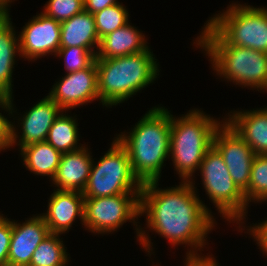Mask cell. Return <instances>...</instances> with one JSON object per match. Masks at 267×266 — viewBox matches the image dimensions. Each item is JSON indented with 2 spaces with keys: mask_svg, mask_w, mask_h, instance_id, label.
<instances>
[{
  "mask_svg": "<svg viewBox=\"0 0 267 266\" xmlns=\"http://www.w3.org/2000/svg\"><path fill=\"white\" fill-rule=\"evenodd\" d=\"M193 180L164 189L158 187L159 181L144 183L140 193V216H146L147 227L143 228L158 233L173 247L185 245L183 247L189 249L186 257H201V251L208 244L206 237L217 223L197 195Z\"/></svg>",
  "mask_w": 267,
  "mask_h": 266,
  "instance_id": "cell-1",
  "label": "cell"
},
{
  "mask_svg": "<svg viewBox=\"0 0 267 266\" xmlns=\"http://www.w3.org/2000/svg\"><path fill=\"white\" fill-rule=\"evenodd\" d=\"M171 111L155 106L135 123L130 132L116 134L126 148L134 175L144 184L159 181L169 159Z\"/></svg>",
  "mask_w": 267,
  "mask_h": 266,
  "instance_id": "cell-2",
  "label": "cell"
},
{
  "mask_svg": "<svg viewBox=\"0 0 267 266\" xmlns=\"http://www.w3.org/2000/svg\"><path fill=\"white\" fill-rule=\"evenodd\" d=\"M205 24L193 44L210 58L216 75L242 88L267 92V53L230 45L208 22Z\"/></svg>",
  "mask_w": 267,
  "mask_h": 266,
  "instance_id": "cell-3",
  "label": "cell"
},
{
  "mask_svg": "<svg viewBox=\"0 0 267 266\" xmlns=\"http://www.w3.org/2000/svg\"><path fill=\"white\" fill-rule=\"evenodd\" d=\"M100 103L107 108L129 100L159 76V62L148 47L137 54L95 59Z\"/></svg>",
  "mask_w": 267,
  "mask_h": 266,
  "instance_id": "cell-4",
  "label": "cell"
},
{
  "mask_svg": "<svg viewBox=\"0 0 267 266\" xmlns=\"http://www.w3.org/2000/svg\"><path fill=\"white\" fill-rule=\"evenodd\" d=\"M182 115L171 114L169 158L181 181H190L212 147L214 133L224 118L214 119L197 108Z\"/></svg>",
  "mask_w": 267,
  "mask_h": 266,
  "instance_id": "cell-5",
  "label": "cell"
},
{
  "mask_svg": "<svg viewBox=\"0 0 267 266\" xmlns=\"http://www.w3.org/2000/svg\"><path fill=\"white\" fill-rule=\"evenodd\" d=\"M138 217H141L140 193L84 199L83 225L85 230L94 234H110L111 232H117L124 223L129 221L135 226L137 241L142 245L144 251L151 256L154 252L151 237L148 235L149 230H144L137 224L139 223L136 222L139 219Z\"/></svg>",
  "mask_w": 267,
  "mask_h": 266,
  "instance_id": "cell-6",
  "label": "cell"
},
{
  "mask_svg": "<svg viewBox=\"0 0 267 266\" xmlns=\"http://www.w3.org/2000/svg\"><path fill=\"white\" fill-rule=\"evenodd\" d=\"M198 170L205 192L222 215L220 217L230 224H245L244 219L250 206L244 193L233 181L222 156L213 146L206 152Z\"/></svg>",
  "mask_w": 267,
  "mask_h": 266,
  "instance_id": "cell-7",
  "label": "cell"
},
{
  "mask_svg": "<svg viewBox=\"0 0 267 266\" xmlns=\"http://www.w3.org/2000/svg\"><path fill=\"white\" fill-rule=\"evenodd\" d=\"M94 160L82 192L85 198L141 193L143 184L134 175L128 152L116 137L107 153L97 163Z\"/></svg>",
  "mask_w": 267,
  "mask_h": 266,
  "instance_id": "cell-8",
  "label": "cell"
},
{
  "mask_svg": "<svg viewBox=\"0 0 267 266\" xmlns=\"http://www.w3.org/2000/svg\"><path fill=\"white\" fill-rule=\"evenodd\" d=\"M236 3L207 22L230 45L267 53V7Z\"/></svg>",
  "mask_w": 267,
  "mask_h": 266,
  "instance_id": "cell-9",
  "label": "cell"
},
{
  "mask_svg": "<svg viewBox=\"0 0 267 266\" xmlns=\"http://www.w3.org/2000/svg\"><path fill=\"white\" fill-rule=\"evenodd\" d=\"M212 146L220 153L233 181L244 193L249 187L255 157L251 147L225 121L215 131Z\"/></svg>",
  "mask_w": 267,
  "mask_h": 266,
  "instance_id": "cell-10",
  "label": "cell"
},
{
  "mask_svg": "<svg viewBox=\"0 0 267 266\" xmlns=\"http://www.w3.org/2000/svg\"><path fill=\"white\" fill-rule=\"evenodd\" d=\"M20 57L35 61L56 55L60 49L61 23L40 12L33 16L19 32Z\"/></svg>",
  "mask_w": 267,
  "mask_h": 266,
  "instance_id": "cell-11",
  "label": "cell"
},
{
  "mask_svg": "<svg viewBox=\"0 0 267 266\" xmlns=\"http://www.w3.org/2000/svg\"><path fill=\"white\" fill-rule=\"evenodd\" d=\"M51 88L48 96L67 112L80 105L99 100L97 67L94 61L88 68L66 73Z\"/></svg>",
  "mask_w": 267,
  "mask_h": 266,
  "instance_id": "cell-12",
  "label": "cell"
},
{
  "mask_svg": "<svg viewBox=\"0 0 267 266\" xmlns=\"http://www.w3.org/2000/svg\"><path fill=\"white\" fill-rule=\"evenodd\" d=\"M63 110L47 95L40 101L35 103L31 109L23 114L21 118L17 119L21 135L14 122H11V143L14 147H22L33 143L46 141L48 132ZM20 123V125H19ZM14 124V125H13ZM18 133H17V132Z\"/></svg>",
  "mask_w": 267,
  "mask_h": 266,
  "instance_id": "cell-13",
  "label": "cell"
},
{
  "mask_svg": "<svg viewBox=\"0 0 267 266\" xmlns=\"http://www.w3.org/2000/svg\"><path fill=\"white\" fill-rule=\"evenodd\" d=\"M12 221L8 266H29L37 246L50 233L43 217L38 214L21 224Z\"/></svg>",
  "mask_w": 267,
  "mask_h": 266,
  "instance_id": "cell-14",
  "label": "cell"
},
{
  "mask_svg": "<svg viewBox=\"0 0 267 266\" xmlns=\"http://www.w3.org/2000/svg\"><path fill=\"white\" fill-rule=\"evenodd\" d=\"M84 199L82 193L61 191L55 188L48 199L47 213H41L50 233L64 234L69 232L78 218L84 223Z\"/></svg>",
  "mask_w": 267,
  "mask_h": 266,
  "instance_id": "cell-15",
  "label": "cell"
},
{
  "mask_svg": "<svg viewBox=\"0 0 267 266\" xmlns=\"http://www.w3.org/2000/svg\"><path fill=\"white\" fill-rule=\"evenodd\" d=\"M229 113L224 121L251 147L255 155H267V106L255 110H231Z\"/></svg>",
  "mask_w": 267,
  "mask_h": 266,
  "instance_id": "cell-16",
  "label": "cell"
},
{
  "mask_svg": "<svg viewBox=\"0 0 267 266\" xmlns=\"http://www.w3.org/2000/svg\"><path fill=\"white\" fill-rule=\"evenodd\" d=\"M89 150L85 145L80 150L62 153L58 170L51 182L57 190L83 192L93 162Z\"/></svg>",
  "mask_w": 267,
  "mask_h": 266,
  "instance_id": "cell-17",
  "label": "cell"
},
{
  "mask_svg": "<svg viewBox=\"0 0 267 266\" xmlns=\"http://www.w3.org/2000/svg\"><path fill=\"white\" fill-rule=\"evenodd\" d=\"M127 23L100 39L95 59H107L137 54L149 46L145 34Z\"/></svg>",
  "mask_w": 267,
  "mask_h": 266,
  "instance_id": "cell-18",
  "label": "cell"
},
{
  "mask_svg": "<svg viewBox=\"0 0 267 266\" xmlns=\"http://www.w3.org/2000/svg\"><path fill=\"white\" fill-rule=\"evenodd\" d=\"M99 43L94 16L90 12L83 10L61 22L60 48L83 47L97 53Z\"/></svg>",
  "mask_w": 267,
  "mask_h": 266,
  "instance_id": "cell-19",
  "label": "cell"
},
{
  "mask_svg": "<svg viewBox=\"0 0 267 266\" xmlns=\"http://www.w3.org/2000/svg\"><path fill=\"white\" fill-rule=\"evenodd\" d=\"M17 33L10 16L0 19V90L7 97H13V69L18 55L20 58Z\"/></svg>",
  "mask_w": 267,
  "mask_h": 266,
  "instance_id": "cell-20",
  "label": "cell"
},
{
  "mask_svg": "<svg viewBox=\"0 0 267 266\" xmlns=\"http://www.w3.org/2000/svg\"><path fill=\"white\" fill-rule=\"evenodd\" d=\"M18 151L22 155L23 165L30 173L50 177V181L54 179L62 153L51 144L46 141L33 143Z\"/></svg>",
  "mask_w": 267,
  "mask_h": 266,
  "instance_id": "cell-21",
  "label": "cell"
},
{
  "mask_svg": "<svg viewBox=\"0 0 267 266\" xmlns=\"http://www.w3.org/2000/svg\"><path fill=\"white\" fill-rule=\"evenodd\" d=\"M75 117L76 115L72 117L68 113L66 114V110H63L48 132L46 142L61 153L77 151L85 146L78 143L80 135L77 127L78 122H76L77 118Z\"/></svg>",
  "mask_w": 267,
  "mask_h": 266,
  "instance_id": "cell-22",
  "label": "cell"
},
{
  "mask_svg": "<svg viewBox=\"0 0 267 266\" xmlns=\"http://www.w3.org/2000/svg\"><path fill=\"white\" fill-rule=\"evenodd\" d=\"M65 248L60 234L49 233L37 246L29 266H67L71 257Z\"/></svg>",
  "mask_w": 267,
  "mask_h": 266,
  "instance_id": "cell-23",
  "label": "cell"
},
{
  "mask_svg": "<svg viewBox=\"0 0 267 266\" xmlns=\"http://www.w3.org/2000/svg\"><path fill=\"white\" fill-rule=\"evenodd\" d=\"M247 204L267 202V155H255L249 187L244 192Z\"/></svg>",
  "mask_w": 267,
  "mask_h": 266,
  "instance_id": "cell-24",
  "label": "cell"
},
{
  "mask_svg": "<svg viewBox=\"0 0 267 266\" xmlns=\"http://www.w3.org/2000/svg\"><path fill=\"white\" fill-rule=\"evenodd\" d=\"M93 16L99 39L129 23V12L123 3L107 7Z\"/></svg>",
  "mask_w": 267,
  "mask_h": 266,
  "instance_id": "cell-25",
  "label": "cell"
},
{
  "mask_svg": "<svg viewBox=\"0 0 267 266\" xmlns=\"http://www.w3.org/2000/svg\"><path fill=\"white\" fill-rule=\"evenodd\" d=\"M57 56L63 58L66 72L72 73L88 68L95 61L96 52L83 47H67L60 48L55 57Z\"/></svg>",
  "mask_w": 267,
  "mask_h": 266,
  "instance_id": "cell-26",
  "label": "cell"
},
{
  "mask_svg": "<svg viewBox=\"0 0 267 266\" xmlns=\"http://www.w3.org/2000/svg\"><path fill=\"white\" fill-rule=\"evenodd\" d=\"M84 3V0H48L42 13L61 23L81 13Z\"/></svg>",
  "mask_w": 267,
  "mask_h": 266,
  "instance_id": "cell-27",
  "label": "cell"
},
{
  "mask_svg": "<svg viewBox=\"0 0 267 266\" xmlns=\"http://www.w3.org/2000/svg\"><path fill=\"white\" fill-rule=\"evenodd\" d=\"M13 97H5L0 102V108L1 110H4L5 112H8L9 116H13L14 112L15 114L17 109L15 110L14 104H13ZM11 122L4 114L0 113V152L2 150H6L10 147H12L11 143Z\"/></svg>",
  "mask_w": 267,
  "mask_h": 266,
  "instance_id": "cell-28",
  "label": "cell"
},
{
  "mask_svg": "<svg viewBox=\"0 0 267 266\" xmlns=\"http://www.w3.org/2000/svg\"><path fill=\"white\" fill-rule=\"evenodd\" d=\"M12 220L0 213V266H8V252L11 243Z\"/></svg>",
  "mask_w": 267,
  "mask_h": 266,
  "instance_id": "cell-29",
  "label": "cell"
},
{
  "mask_svg": "<svg viewBox=\"0 0 267 266\" xmlns=\"http://www.w3.org/2000/svg\"><path fill=\"white\" fill-rule=\"evenodd\" d=\"M265 219L266 220H263V222L260 221V223L258 224H253V226H251V224L250 226H246L248 227L247 229H245L244 225L237 226V228L239 227L238 230L241 231V233L244 230H247V234L249 233L254 241H256V244H258L260 251H262L263 254L267 257V218Z\"/></svg>",
  "mask_w": 267,
  "mask_h": 266,
  "instance_id": "cell-30",
  "label": "cell"
},
{
  "mask_svg": "<svg viewBox=\"0 0 267 266\" xmlns=\"http://www.w3.org/2000/svg\"><path fill=\"white\" fill-rule=\"evenodd\" d=\"M84 2V10L91 14L119 3L118 0H84Z\"/></svg>",
  "mask_w": 267,
  "mask_h": 266,
  "instance_id": "cell-31",
  "label": "cell"
},
{
  "mask_svg": "<svg viewBox=\"0 0 267 266\" xmlns=\"http://www.w3.org/2000/svg\"><path fill=\"white\" fill-rule=\"evenodd\" d=\"M212 253L211 255H204L201 257H186L185 256V262H184V266H220L218 265L219 263H217L216 259L214 258V256L212 257Z\"/></svg>",
  "mask_w": 267,
  "mask_h": 266,
  "instance_id": "cell-32",
  "label": "cell"
},
{
  "mask_svg": "<svg viewBox=\"0 0 267 266\" xmlns=\"http://www.w3.org/2000/svg\"><path fill=\"white\" fill-rule=\"evenodd\" d=\"M15 0H0V19H4L10 16V4Z\"/></svg>",
  "mask_w": 267,
  "mask_h": 266,
  "instance_id": "cell-33",
  "label": "cell"
},
{
  "mask_svg": "<svg viewBox=\"0 0 267 266\" xmlns=\"http://www.w3.org/2000/svg\"><path fill=\"white\" fill-rule=\"evenodd\" d=\"M6 97V95L0 90V102Z\"/></svg>",
  "mask_w": 267,
  "mask_h": 266,
  "instance_id": "cell-34",
  "label": "cell"
}]
</instances>
